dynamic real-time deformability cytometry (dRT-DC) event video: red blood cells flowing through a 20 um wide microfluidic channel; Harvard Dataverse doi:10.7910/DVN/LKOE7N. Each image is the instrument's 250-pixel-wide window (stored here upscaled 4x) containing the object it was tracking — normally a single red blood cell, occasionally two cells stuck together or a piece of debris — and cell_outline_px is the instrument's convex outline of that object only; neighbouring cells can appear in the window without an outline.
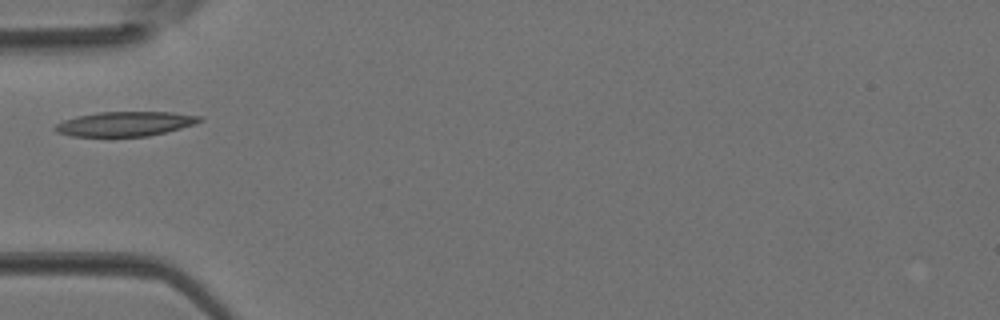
{"species": "Egyptian fruit bat (a non-hibernating species)", "species_latin": "Rousettus aegyptiacus", "temperature_condition": "room temperature", "stored_images_in_passage": 3, "camera_frame_rate_fps": 3000, "um_per_image_px": 0.085, "animal": {"sex": "female"}, "frame": {"image": 1, "passage_image": 3, "time_ms": 0.667, "image_size_px": [1000, 320], "cell_outline_px": [[204, 120], [196, 124], [148, 136], [72, 136], [56, 132], [52, 128], [56, 124], [64, 120], [76, 116], [100, 112], [172, 112], [200, 116]], "centroid_in_image_um": [10.63, 10.52], "position_along_channel_um": 74.4, "area_um2": 20.63}}